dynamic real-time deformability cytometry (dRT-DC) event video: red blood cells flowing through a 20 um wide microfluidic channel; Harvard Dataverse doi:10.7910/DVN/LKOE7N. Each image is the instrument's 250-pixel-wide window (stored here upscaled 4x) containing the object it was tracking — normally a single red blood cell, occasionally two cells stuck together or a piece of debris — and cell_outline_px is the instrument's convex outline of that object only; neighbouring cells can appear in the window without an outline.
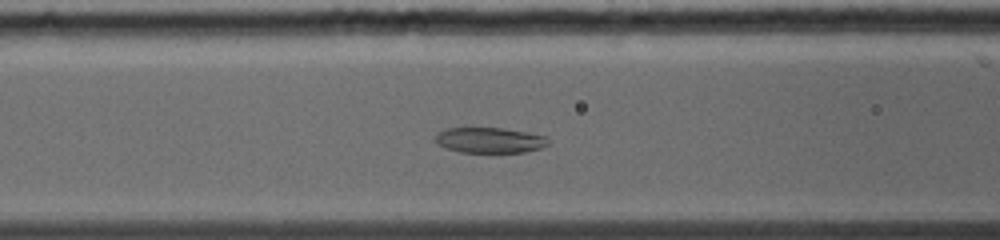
{"species": "common noctule bat (a hibernating species)", "species_latin": "Nyctalus noctula", "temperature_condition": "warm", "stored_images_in_passage": 58, "camera_frame_rate_fps": 5000, "um_per_image_px": 0.085, "animal": {"sex": "female", "body_mass_g": 19.0, "forearm_length_mm": 56.7}, "frame": {"image": 1, "passage_image": 18, "time_ms": 3.4, "image_size_px": [1000, 240], "cell_outline_px": [[548, 144], [540, 148], [524, 152], [460, 152], [444, 148], [436, 144], [436, 136], [440, 132], [448, 128], [500, 128], [524, 132], [544, 136]], "centroid_in_image_um": [41.56, 11.93], "position_along_channel_um": 125.0, "area_um2": 16.42}}
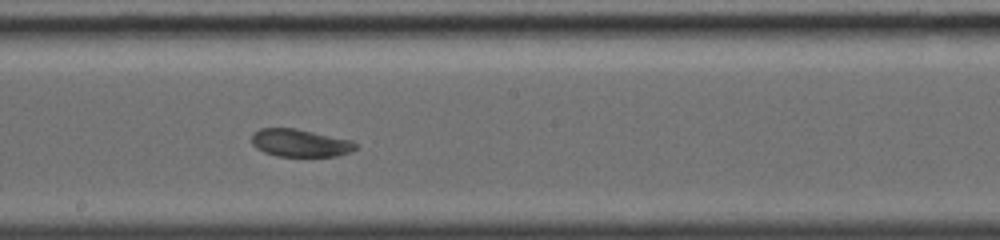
{"frame": {"image": 2, "passage_image": 29, "time_ms": 5.6, "image_size_px": [1000, 240], "cell_outline_px": [[356, 148], [348, 152], [336, 156], [276, 156], [264, 152], [256, 148], [252, 144], [252, 132], [260, 128], [296, 128], [352, 140], [356, 144]], "centroid_in_image_um": [25.47, 12.14], "position_along_channel_um": 222.7, "area_um2": 16.76}}
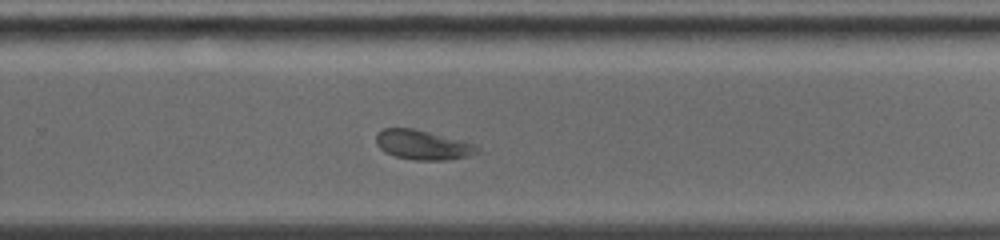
{"frame": {"image": 3, "passage_image": 37, "time_ms": 7.2, "image_size_px": [1000, 240], "cell_outline_px": [[480, 148], [476, 152], [468, 156], [444, 160], [412, 160], [396, 156], [384, 152], [376, 144], [376, 132], [384, 128], [412, 128], [476, 144]], "centroid_in_image_um": [35.89, 12.31], "position_along_channel_um": 293.9, "area_um2": 17.28}}